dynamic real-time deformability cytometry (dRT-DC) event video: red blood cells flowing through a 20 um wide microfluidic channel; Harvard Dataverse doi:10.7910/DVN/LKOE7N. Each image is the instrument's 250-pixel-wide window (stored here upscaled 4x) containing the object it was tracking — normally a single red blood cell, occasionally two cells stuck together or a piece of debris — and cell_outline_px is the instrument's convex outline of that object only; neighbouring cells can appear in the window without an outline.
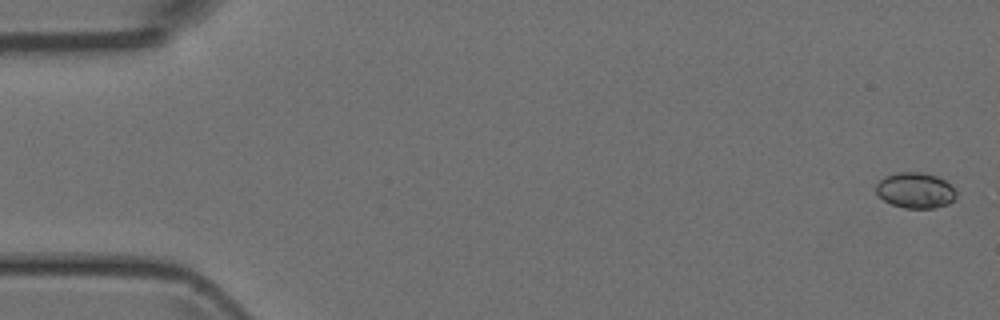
{"species": "Egyptian fruit bat (a non-hibernating species)", "species_latin": "Rousettus aegyptiacus", "temperature_condition": "room temperature", "stored_images_in_passage": 3, "camera_frame_rate_fps": 3000, "um_per_image_px": 0.085, "animal": {"sex": "female"}, "frame": {"image": 1, "passage_image": 1, "time_ms": 0.0, "image_size_px": [1000, 320], "cell_outline_px": [[956, 196], [948, 204], [932, 208], [904, 208], [892, 204], [884, 200], [876, 192], [876, 184], [884, 176], [896, 172], [924, 172], [936, 176], [952, 184], [956, 192]], "centroid_in_image_um": [77.81, 16.16], "position_along_channel_um": 7.2, "area_um2": 16.7}}